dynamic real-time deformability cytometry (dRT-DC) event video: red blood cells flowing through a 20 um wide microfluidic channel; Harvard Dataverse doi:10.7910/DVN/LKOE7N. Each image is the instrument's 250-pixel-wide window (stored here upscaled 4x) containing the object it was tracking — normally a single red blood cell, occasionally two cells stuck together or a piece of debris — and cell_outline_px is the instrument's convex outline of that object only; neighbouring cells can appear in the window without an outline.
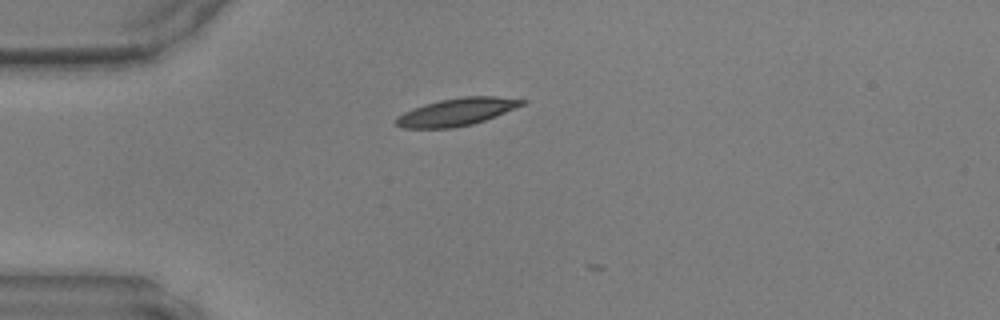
{"species": "common noctule bat (a hibernating species)", "species_latin": "Nyctalus noctula", "temperature_condition": "warm", "stored_images_in_passage": 4, "camera_frame_rate_fps": 3000, "um_per_image_px": 0.085, "animal": {"sex": "male", "body_mass_g": 17.9, "forearm_length_mm": 54.2}, "frame": {"image": 1, "passage_image": 3, "time_ms": 0.667, "image_size_px": [1000, 320], "cell_outline_px": [[528, 100], [524, 104], [496, 116], [472, 124], [452, 128], [404, 128], [396, 124], [396, 120], [404, 112], [424, 104], [440, 100], [464, 96], [496, 96]], "centroid_in_image_um": [38.85, 9.5], "position_along_channel_um": 46.1, "area_um2": 19.94}}